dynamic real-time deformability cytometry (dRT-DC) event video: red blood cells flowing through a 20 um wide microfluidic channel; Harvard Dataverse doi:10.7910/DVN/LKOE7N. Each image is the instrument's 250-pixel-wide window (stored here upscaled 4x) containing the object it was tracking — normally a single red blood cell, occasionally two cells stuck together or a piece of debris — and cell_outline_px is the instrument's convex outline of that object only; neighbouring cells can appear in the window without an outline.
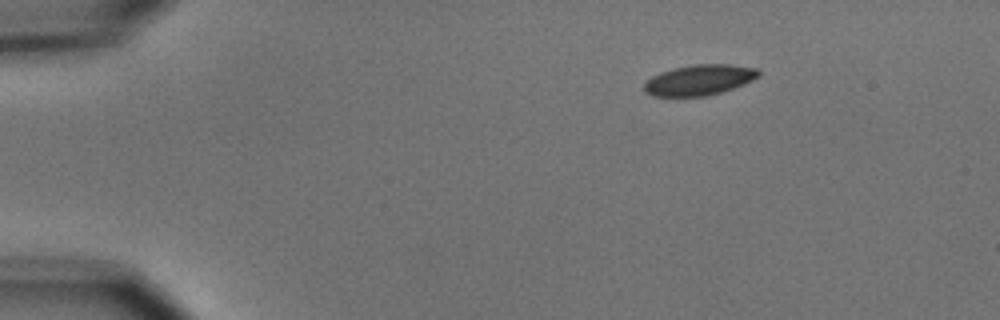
{"species": "common noctule bat (a hibernating species)", "species_latin": "Nyctalus noctula", "temperature_condition": "cold", "stored_images_in_passage": 4, "camera_frame_rate_fps": 3000, "um_per_image_px": 0.085, "animal": {"sex": "male", "body_mass_g": 15.6}, "frame": {"image": 1, "passage_image": 1, "time_ms": 0.0, "image_size_px": [1000, 320], "cell_outline_px": [[760, 76], [744, 84], [708, 96], [652, 96], [644, 92], [644, 84], [652, 76], [660, 72], [672, 68], [696, 64], [732, 64], [756, 68], [760, 72]], "centroid_in_image_um": [59.44, 6.79], "position_along_channel_um": 25.6, "area_um2": 20.4}}
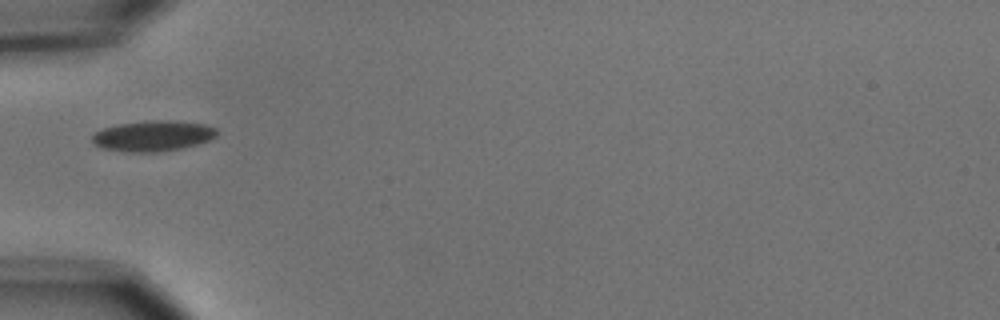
{"frame": {"image": 2, "passage_image": 4, "time_ms": 3.333, "image_size_px": [1000, 320], "cell_outline_px": [[216, 136], [212, 140], [184, 148], [156, 152], [128, 152], [104, 148], [96, 144], [92, 140], [92, 136], [96, 132], [104, 128], [120, 124], [148, 120], [168, 120], [204, 124], [216, 128]], "centroid_in_image_um": [13.05, 11.55], "position_along_channel_um": 72.0, "area_um2": 22.14}}